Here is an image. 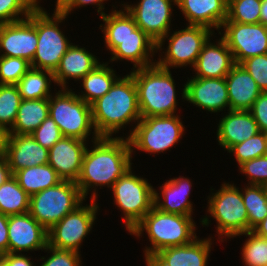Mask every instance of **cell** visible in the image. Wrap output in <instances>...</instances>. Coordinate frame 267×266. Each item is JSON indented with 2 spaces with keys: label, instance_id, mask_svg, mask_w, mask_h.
I'll use <instances>...</instances> for the list:
<instances>
[{
  "label": "cell",
  "instance_id": "1",
  "mask_svg": "<svg viewBox=\"0 0 267 266\" xmlns=\"http://www.w3.org/2000/svg\"><path fill=\"white\" fill-rule=\"evenodd\" d=\"M93 149L86 148L80 175L76 181L81 195L86 198L93 186L112 185L132 169V151L128 137H100L93 141Z\"/></svg>",
  "mask_w": 267,
  "mask_h": 266
},
{
  "label": "cell",
  "instance_id": "2",
  "mask_svg": "<svg viewBox=\"0 0 267 266\" xmlns=\"http://www.w3.org/2000/svg\"><path fill=\"white\" fill-rule=\"evenodd\" d=\"M92 119L99 137L112 138L124 125L141 119L137 88L131 74L118 78L110 90L91 104Z\"/></svg>",
  "mask_w": 267,
  "mask_h": 266
},
{
  "label": "cell",
  "instance_id": "3",
  "mask_svg": "<svg viewBox=\"0 0 267 266\" xmlns=\"http://www.w3.org/2000/svg\"><path fill=\"white\" fill-rule=\"evenodd\" d=\"M195 226L192 216L166 213L153 206L130 234L140 237L146 231L152 244L145 250V261H148L162 249L194 241L197 238Z\"/></svg>",
  "mask_w": 267,
  "mask_h": 266
},
{
  "label": "cell",
  "instance_id": "4",
  "mask_svg": "<svg viewBox=\"0 0 267 266\" xmlns=\"http://www.w3.org/2000/svg\"><path fill=\"white\" fill-rule=\"evenodd\" d=\"M141 118L168 116L176 113V89L169 69L156 63L143 68L133 69Z\"/></svg>",
  "mask_w": 267,
  "mask_h": 266
},
{
  "label": "cell",
  "instance_id": "5",
  "mask_svg": "<svg viewBox=\"0 0 267 266\" xmlns=\"http://www.w3.org/2000/svg\"><path fill=\"white\" fill-rule=\"evenodd\" d=\"M61 89L49 98V116L58 125L62 136L87 141L94 129L93 140L99 139L93 124L91 105L80 99L71 89Z\"/></svg>",
  "mask_w": 267,
  "mask_h": 266
},
{
  "label": "cell",
  "instance_id": "6",
  "mask_svg": "<svg viewBox=\"0 0 267 266\" xmlns=\"http://www.w3.org/2000/svg\"><path fill=\"white\" fill-rule=\"evenodd\" d=\"M85 198L76 182L61 181L30 196L29 213L47 230L74 211Z\"/></svg>",
  "mask_w": 267,
  "mask_h": 266
},
{
  "label": "cell",
  "instance_id": "7",
  "mask_svg": "<svg viewBox=\"0 0 267 266\" xmlns=\"http://www.w3.org/2000/svg\"><path fill=\"white\" fill-rule=\"evenodd\" d=\"M66 17L57 7L53 16L37 5V50L31 68L49 70L54 72L58 67L61 58L72 45L59 29Z\"/></svg>",
  "mask_w": 267,
  "mask_h": 266
},
{
  "label": "cell",
  "instance_id": "8",
  "mask_svg": "<svg viewBox=\"0 0 267 266\" xmlns=\"http://www.w3.org/2000/svg\"><path fill=\"white\" fill-rule=\"evenodd\" d=\"M178 115L141 118L128 136L133 148L148 153H160L176 145L184 133Z\"/></svg>",
  "mask_w": 267,
  "mask_h": 266
},
{
  "label": "cell",
  "instance_id": "9",
  "mask_svg": "<svg viewBox=\"0 0 267 266\" xmlns=\"http://www.w3.org/2000/svg\"><path fill=\"white\" fill-rule=\"evenodd\" d=\"M114 203L122 209L129 233L154 206V188L128 170L113 185Z\"/></svg>",
  "mask_w": 267,
  "mask_h": 266
},
{
  "label": "cell",
  "instance_id": "10",
  "mask_svg": "<svg viewBox=\"0 0 267 266\" xmlns=\"http://www.w3.org/2000/svg\"><path fill=\"white\" fill-rule=\"evenodd\" d=\"M208 211L217 221L219 236L236 237L249 231L246 207L239 188L224 183L208 200Z\"/></svg>",
  "mask_w": 267,
  "mask_h": 266
},
{
  "label": "cell",
  "instance_id": "11",
  "mask_svg": "<svg viewBox=\"0 0 267 266\" xmlns=\"http://www.w3.org/2000/svg\"><path fill=\"white\" fill-rule=\"evenodd\" d=\"M90 205L78 206L48 230V245L57 249L79 252V246L88 235L96 219L99 206L96 204V188Z\"/></svg>",
  "mask_w": 267,
  "mask_h": 266
},
{
  "label": "cell",
  "instance_id": "12",
  "mask_svg": "<svg viewBox=\"0 0 267 266\" xmlns=\"http://www.w3.org/2000/svg\"><path fill=\"white\" fill-rule=\"evenodd\" d=\"M211 30L204 26L188 25L185 29L174 31L169 36L164 58L160 57L155 63L165 69L188 64L194 67L204 44L213 35Z\"/></svg>",
  "mask_w": 267,
  "mask_h": 266
},
{
  "label": "cell",
  "instance_id": "13",
  "mask_svg": "<svg viewBox=\"0 0 267 266\" xmlns=\"http://www.w3.org/2000/svg\"><path fill=\"white\" fill-rule=\"evenodd\" d=\"M172 2L177 4V0H141L135 6L122 4L136 25L156 43V52L162 50L171 30Z\"/></svg>",
  "mask_w": 267,
  "mask_h": 266
},
{
  "label": "cell",
  "instance_id": "14",
  "mask_svg": "<svg viewBox=\"0 0 267 266\" xmlns=\"http://www.w3.org/2000/svg\"><path fill=\"white\" fill-rule=\"evenodd\" d=\"M222 38L232 52L235 64L267 53V26L261 23L243 24L224 21Z\"/></svg>",
  "mask_w": 267,
  "mask_h": 266
},
{
  "label": "cell",
  "instance_id": "15",
  "mask_svg": "<svg viewBox=\"0 0 267 266\" xmlns=\"http://www.w3.org/2000/svg\"><path fill=\"white\" fill-rule=\"evenodd\" d=\"M37 6L29 17L0 25L1 56L19 57L32 62L37 50Z\"/></svg>",
  "mask_w": 267,
  "mask_h": 266
},
{
  "label": "cell",
  "instance_id": "16",
  "mask_svg": "<svg viewBox=\"0 0 267 266\" xmlns=\"http://www.w3.org/2000/svg\"><path fill=\"white\" fill-rule=\"evenodd\" d=\"M48 245V230L31 214L8 216V253L37 251Z\"/></svg>",
  "mask_w": 267,
  "mask_h": 266
},
{
  "label": "cell",
  "instance_id": "17",
  "mask_svg": "<svg viewBox=\"0 0 267 266\" xmlns=\"http://www.w3.org/2000/svg\"><path fill=\"white\" fill-rule=\"evenodd\" d=\"M182 98L211 113L223 111L226 107L230 110L225 77H192L184 85Z\"/></svg>",
  "mask_w": 267,
  "mask_h": 266
},
{
  "label": "cell",
  "instance_id": "18",
  "mask_svg": "<svg viewBox=\"0 0 267 266\" xmlns=\"http://www.w3.org/2000/svg\"><path fill=\"white\" fill-rule=\"evenodd\" d=\"M86 141L62 137L48 152V164L63 181L76 182L82 167Z\"/></svg>",
  "mask_w": 267,
  "mask_h": 266
},
{
  "label": "cell",
  "instance_id": "19",
  "mask_svg": "<svg viewBox=\"0 0 267 266\" xmlns=\"http://www.w3.org/2000/svg\"><path fill=\"white\" fill-rule=\"evenodd\" d=\"M105 43L111 51V61H131L134 63L133 69L155 64L151 58L156 51V43L139 27L122 40H105Z\"/></svg>",
  "mask_w": 267,
  "mask_h": 266
},
{
  "label": "cell",
  "instance_id": "20",
  "mask_svg": "<svg viewBox=\"0 0 267 266\" xmlns=\"http://www.w3.org/2000/svg\"><path fill=\"white\" fill-rule=\"evenodd\" d=\"M196 238L186 245L168 247L158 251L148 261L147 266H206L211 239Z\"/></svg>",
  "mask_w": 267,
  "mask_h": 266
},
{
  "label": "cell",
  "instance_id": "21",
  "mask_svg": "<svg viewBox=\"0 0 267 266\" xmlns=\"http://www.w3.org/2000/svg\"><path fill=\"white\" fill-rule=\"evenodd\" d=\"M48 152L31 134H9L5 155L13 174L27 167L48 164Z\"/></svg>",
  "mask_w": 267,
  "mask_h": 266
},
{
  "label": "cell",
  "instance_id": "22",
  "mask_svg": "<svg viewBox=\"0 0 267 266\" xmlns=\"http://www.w3.org/2000/svg\"><path fill=\"white\" fill-rule=\"evenodd\" d=\"M235 65L232 52L221 37L217 44L210 42V38L204 44L198 55L194 70L195 77L200 78H224Z\"/></svg>",
  "mask_w": 267,
  "mask_h": 266
},
{
  "label": "cell",
  "instance_id": "23",
  "mask_svg": "<svg viewBox=\"0 0 267 266\" xmlns=\"http://www.w3.org/2000/svg\"><path fill=\"white\" fill-rule=\"evenodd\" d=\"M259 131L257 122L250 111L229 110L218 124L217 139L219 145L227 151L234 145L256 135Z\"/></svg>",
  "mask_w": 267,
  "mask_h": 266
},
{
  "label": "cell",
  "instance_id": "24",
  "mask_svg": "<svg viewBox=\"0 0 267 266\" xmlns=\"http://www.w3.org/2000/svg\"><path fill=\"white\" fill-rule=\"evenodd\" d=\"M189 25L221 29L227 19L228 0H177Z\"/></svg>",
  "mask_w": 267,
  "mask_h": 266
},
{
  "label": "cell",
  "instance_id": "25",
  "mask_svg": "<svg viewBox=\"0 0 267 266\" xmlns=\"http://www.w3.org/2000/svg\"><path fill=\"white\" fill-rule=\"evenodd\" d=\"M230 110L249 111L262 93L252 76L240 65L235 64L226 75Z\"/></svg>",
  "mask_w": 267,
  "mask_h": 266
},
{
  "label": "cell",
  "instance_id": "26",
  "mask_svg": "<svg viewBox=\"0 0 267 266\" xmlns=\"http://www.w3.org/2000/svg\"><path fill=\"white\" fill-rule=\"evenodd\" d=\"M161 187L163 201L154 190V206L160 211L184 216H192V203L188 200L192 184L188 178L178 177L168 180Z\"/></svg>",
  "mask_w": 267,
  "mask_h": 266
},
{
  "label": "cell",
  "instance_id": "27",
  "mask_svg": "<svg viewBox=\"0 0 267 266\" xmlns=\"http://www.w3.org/2000/svg\"><path fill=\"white\" fill-rule=\"evenodd\" d=\"M99 64L100 62H98L97 58L86 51L85 47L81 48L78 45H71L53 72L55 83L62 88H67V79H82Z\"/></svg>",
  "mask_w": 267,
  "mask_h": 266
},
{
  "label": "cell",
  "instance_id": "28",
  "mask_svg": "<svg viewBox=\"0 0 267 266\" xmlns=\"http://www.w3.org/2000/svg\"><path fill=\"white\" fill-rule=\"evenodd\" d=\"M49 116V98L21 100L9 134H31Z\"/></svg>",
  "mask_w": 267,
  "mask_h": 266
},
{
  "label": "cell",
  "instance_id": "29",
  "mask_svg": "<svg viewBox=\"0 0 267 266\" xmlns=\"http://www.w3.org/2000/svg\"><path fill=\"white\" fill-rule=\"evenodd\" d=\"M12 175L29 196L55 186L62 181L49 164L27 167L14 172Z\"/></svg>",
  "mask_w": 267,
  "mask_h": 266
},
{
  "label": "cell",
  "instance_id": "30",
  "mask_svg": "<svg viewBox=\"0 0 267 266\" xmlns=\"http://www.w3.org/2000/svg\"><path fill=\"white\" fill-rule=\"evenodd\" d=\"M107 66V63L99 64L81 79L85 92L81 91L83 94L77 95L80 99L91 105L110 90L119 77L115 75L113 69Z\"/></svg>",
  "mask_w": 267,
  "mask_h": 266
},
{
  "label": "cell",
  "instance_id": "31",
  "mask_svg": "<svg viewBox=\"0 0 267 266\" xmlns=\"http://www.w3.org/2000/svg\"><path fill=\"white\" fill-rule=\"evenodd\" d=\"M51 80L55 82L52 71L30 68L16 84L22 100L50 98Z\"/></svg>",
  "mask_w": 267,
  "mask_h": 266
},
{
  "label": "cell",
  "instance_id": "32",
  "mask_svg": "<svg viewBox=\"0 0 267 266\" xmlns=\"http://www.w3.org/2000/svg\"><path fill=\"white\" fill-rule=\"evenodd\" d=\"M30 196L20 187L11 175L0 185V213L3 215H20L29 212Z\"/></svg>",
  "mask_w": 267,
  "mask_h": 266
},
{
  "label": "cell",
  "instance_id": "33",
  "mask_svg": "<svg viewBox=\"0 0 267 266\" xmlns=\"http://www.w3.org/2000/svg\"><path fill=\"white\" fill-rule=\"evenodd\" d=\"M248 214L249 231L267 216V186L248 185L241 191Z\"/></svg>",
  "mask_w": 267,
  "mask_h": 266
},
{
  "label": "cell",
  "instance_id": "34",
  "mask_svg": "<svg viewBox=\"0 0 267 266\" xmlns=\"http://www.w3.org/2000/svg\"><path fill=\"white\" fill-rule=\"evenodd\" d=\"M123 10H113L108 15L105 13L100 16L105 22L104 28H101L105 40H122L138 27L128 11Z\"/></svg>",
  "mask_w": 267,
  "mask_h": 266
},
{
  "label": "cell",
  "instance_id": "35",
  "mask_svg": "<svg viewBox=\"0 0 267 266\" xmlns=\"http://www.w3.org/2000/svg\"><path fill=\"white\" fill-rule=\"evenodd\" d=\"M21 100L16 85L0 84V125L7 130L15 123Z\"/></svg>",
  "mask_w": 267,
  "mask_h": 266
},
{
  "label": "cell",
  "instance_id": "36",
  "mask_svg": "<svg viewBox=\"0 0 267 266\" xmlns=\"http://www.w3.org/2000/svg\"><path fill=\"white\" fill-rule=\"evenodd\" d=\"M261 0H228L227 19L243 24H255L260 21Z\"/></svg>",
  "mask_w": 267,
  "mask_h": 266
},
{
  "label": "cell",
  "instance_id": "37",
  "mask_svg": "<svg viewBox=\"0 0 267 266\" xmlns=\"http://www.w3.org/2000/svg\"><path fill=\"white\" fill-rule=\"evenodd\" d=\"M244 234L249 236L241 252L245 265L267 266V238L260 237L252 231Z\"/></svg>",
  "mask_w": 267,
  "mask_h": 266
},
{
  "label": "cell",
  "instance_id": "38",
  "mask_svg": "<svg viewBox=\"0 0 267 266\" xmlns=\"http://www.w3.org/2000/svg\"><path fill=\"white\" fill-rule=\"evenodd\" d=\"M229 153H233L238 164L267 154L265 132H258L242 143L232 146Z\"/></svg>",
  "mask_w": 267,
  "mask_h": 266
},
{
  "label": "cell",
  "instance_id": "39",
  "mask_svg": "<svg viewBox=\"0 0 267 266\" xmlns=\"http://www.w3.org/2000/svg\"><path fill=\"white\" fill-rule=\"evenodd\" d=\"M38 3L37 0H0V25L28 18Z\"/></svg>",
  "mask_w": 267,
  "mask_h": 266
},
{
  "label": "cell",
  "instance_id": "40",
  "mask_svg": "<svg viewBox=\"0 0 267 266\" xmlns=\"http://www.w3.org/2000/svg\"><path fill=\"white\" fill-rule=\"evenodd\" d=\"M30 68L26 59L0 56V84L16 85Z\"/></svg>",
  "mask_w": 267,
  "mask_h": 266
},
{
  "label": "cell",
  "instance_id": "41",
  "mask_svg": "<svg viewBox=\"0 0 267 266\" xmlns=\"http://www.w3.org/2000/svg\"><path fill=\"white\" fill-rule=\"evenodd\" d=\"M239 166L240 171L248 176V184L267 186V154Z\"/></svg>",
  "mask_w": 267,
  "mask_h": 266
},
{
  "label": "cell",
  "instance_id": "42",
  "mask_svg": "<svg viewBox=\"0 0 267 266\" xmlns=\"http://www.w3.org/2000/svg\"><path fill=\"white\" fill-rule=\"evenodd\" d=\"M240 65L252 76L262 92L267 91V53L249 57Z\"/></svg>",
  "mask_w": 267,
  "mask_h": 266
},
{
  "label": "cell",
  "instance_id": "43",
  "mask_svg": "<svg viewBox=\"0 0 267 266\" xmlns=\"http://www.w3.org/2000/svg\"><path fill=\"white\" fill-rule=\"evenodd\" d=\"M31 136L48 150L63 137L58 125L50 116L31 133Z\"/></svg>",
  "mask_w": 267,
  "mask_h": 266
},
{
  "label": "cell",
  "instance_id": "44",
  "mask_svg": "<svg viewBox=\"0 0 267 266\" xmlns=\"http://www.w3.org/2000/svg\"><path fill=\"white\" fill-rule=\"evenodd\" d=\"M52 255L45 259L41 266H81L79 252L65 249H57L47 245L44 249Z\"/></svg>",
  "mask_w": 267,
  "mask_h": 266
},
{
  "label": "cell",
  "instance_id": "45",
  "mask_svg": "<svg viewBox=\"0 0 267 266\" xmlns=\"http://www.w3.org/2000/svg\"><path fill=\"white\" fill-rule=\"evenodd\" d=\"M257 122L259 131H267V91L262 92L249 110Z\"/></svg>",
  "mask_w": 267,
  "mask_h": 266
},
{
  "label": "cell",
  "instance_id": "46",
  "mask_svg": "<svg viewBox=\"0 0 267 266\" xmlns=\"http://www.w3.org/2000/svg\"><path fill=\"white\" fill-rule=\"evenodd\" d=\"M103 1L106 0H63L58 6L57 8L64 13L66 16H68V14L76 7L80 6H86L88 4H93V5H97L99 6L97 9V12H100V15H104L105 13L103 12L104 9V5H103Z\"/></svg>",
  "mask_w": 267,
  "mask_h": 266
},
{
  "label": "cell",
  "instance_id": "47",
  "mask_svg": "<svg viewBox=\"0 0 267 266\" xmlns=\"http://www.w3.org/2000/svg\"><path fill=\"white\" fill-rule=\"evenodd\" d=\"M8 253V216L0 213V256Z\"/></svg>",
  "mask_w": 267,
  "mask_h": 266
},
{
  "label": "cell",
  "instance_id": "48",
  "mask_svg": "<svg viewBox=\"0 0 267 266\" xmlns=\"http://www.w3.org/2000/svg\"><path fill=\"white\" fill-rule=\"evenodd\" d=\"M1 257L8 263V266H35L30 261V257H26L21 253H6Z\"/></svg>",
  "mask_w": 267,
  "mask_h": 266
},
{
  "label": "cell",
  "instance_id": "49",
  "mask_svg": "<svg viewBox=\"0 0 267 266\" xmlns=\"http://www.w3.org/2000/svg\"><path fill=\"white\" fill-rule=\"evenodd\" d=\"M11 175L7 157L3 154L0 156V185H2Z\"/></svg>",
  "mask_w": 267,
  "mask_h": 266
},
{
  "label": "cell",
  "instance_id": "50",
  "mask_svg": "<svg viewBox=\"0 0 267 266\" xmlns=\"http://www.w3.org/2000/svg\"><path fill=\"white\" fill-rule=\"evenodd\" d=\"M9 137V130L0 125V156L5 154L7 141Z\"/></svg>",
  "mask_w": 267,
  "mask_h": 266
},
{
  "label": "cell",
  "instance_id": "51",
  "mask_svg": "<svg viewBox=\"0 0 267 266\" xmlns=\"http://www.w3.org/2000/svg\"><path fill=\"white\" fill-rule=\"evenodd\" d=\"M252 232L260 237L267 238V216L252 229Z\"/></svg>",
  "mask_w": 267,
  "mask_h": 266
},
{
  "label": "cell",
  "instance_id": "52",
  "mask_svg": "<svg viewBox=\"0 0 267 266\" xmlns=\"http://www.w3.org/2000/svg\"><path fill=\"white\" fill-rule=\"evenodd\" d=\"M259 23L267 26V0H261Z\"/></svg>",
  "mask_w": 267,
  "mask_h": 266
},
{
  "label": "cell",
  "instance_id": "53",
  "mask_svg": "<svg viewBox=\"0 0 267 266\" xmlns=\"http://www.w3.org/2000/svg\"><path fill=\"white\" fill-rule=\"evenodd\" d=\"M0 266H8V263L0 256Z\"/></svg>",
  "mask_w": 267,
  "mask_h": 266
},
{
  "label": "cell",
  "instance_id": "54",
  "mask_svg": "<svg viewBox=\"0 0 267 266\" xmlns=\"http://www.w3.org/2000/svg\"><path fill=\"white\" fill-rule=\"evenodd\" d=\"M63 0H57L56 1V7L62 2Z\"/></svg>",
  "mask_w": 267,
  "mask_h": 266
},
{
  "label": "cell",
  "instance_id": "55",
  "mask_svg": "<svg viewBox=\"0 0 267 266\" xmlns=\"http://www.w3.org/2000/svg\"><path fill=\"white\" fill-rule=\"evenodd\" d=\"M266 146H267V131L265 132Z\"/></svg>",
  "mask_w": 267,
  "mask_h": 266
}]
</instances>
